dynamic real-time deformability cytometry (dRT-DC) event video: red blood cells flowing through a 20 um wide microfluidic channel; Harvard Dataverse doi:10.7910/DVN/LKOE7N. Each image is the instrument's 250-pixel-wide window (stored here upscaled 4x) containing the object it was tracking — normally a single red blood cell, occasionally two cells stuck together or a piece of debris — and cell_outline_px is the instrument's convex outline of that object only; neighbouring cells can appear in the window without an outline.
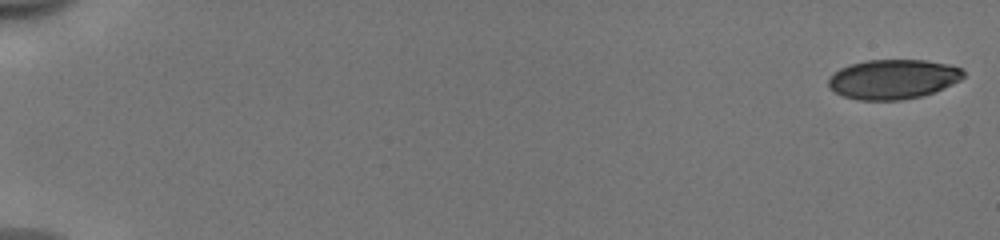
{"species": "human", "species_latin": "Homo sapiens", "temperature_condition": "cold", "stored_images_in_passage": 48, "camera_frame_rate_fps": 3000, "um_per_image_px": 0.085, "donor": {"sex": "male"}, "frame": {"image": 1, "passage_image": 1, "time_ms": 0.0, "image_size_px": [1000, 240], "cell_outline_px": [[964, 76], [960, 80], [952, 84], [932, 92], [920, 96], [900, 100], [860, 100], [844, 96], [828, 88], [828, 80], [840, 68], [852, 64], [868, 60], [924, 60], [948, 64], [960, 68], [964, 72]], "centroid_in_image_um": [75.9, 6.73], "position_along_channel_um": 9.1, "area_um2": 30.81}}
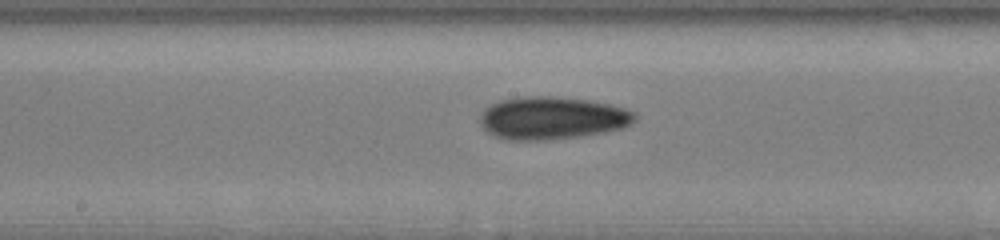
{"frame": {"image": 2, "passage_image": 28, "time_ms": 9.0, "image_size_px": [1000, 240], "cell_outline_px": [[636, 120], [632, 124], [620, 128], [604, 132], [580, 136], [548, 140], [508, 140], [496, 136], [488, 132], [480, 124], [480, 116], [484, 108], [500, 100], [524, 96], [552, 96], [592, 100], [612, 104], [636, 112]], "centroid_in_image_um": [46.95, 10.02], "position_along_channel_um": 201.3, "area_um2": 38.73}}
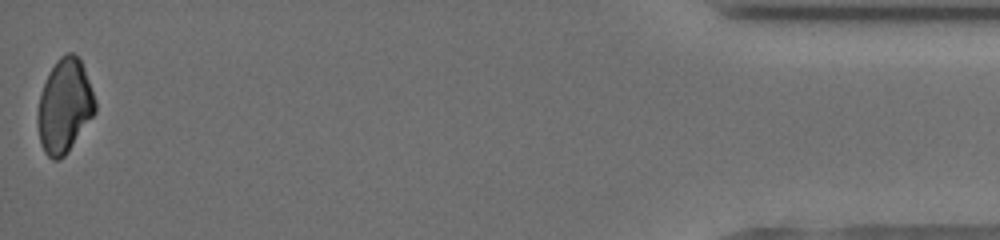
{"frame": {"image": 3, "passage_image": 48, "time_ms": 15.667, "image_size_px": [1000, 240], "cell_outline_px": [[96, 112], [68, 152], [60, 160], [52, 160], [44, 152], [40, 144], [36, 120], [36, 116], [40, 92], [56, 60], [60, 56], [68, 52], [72, 52], [80, 60], [84, 68], [96, 100]], "centroid_in_image_um": [5.47, 9.04], "position_along_channel_um": 429.7, "area_um2": 31.62}, "authors_computed_cell_mechanics": {"area_um2": 34.2176, "velocity_mm_per_s": 3.9984, "shape_relaxation_time_tau1_ms": 3.3255, "shape_relaxation_time_tau2_ms": null, "deformation_change_tau1": 0.1017, "deformation_change_tau2": null}}